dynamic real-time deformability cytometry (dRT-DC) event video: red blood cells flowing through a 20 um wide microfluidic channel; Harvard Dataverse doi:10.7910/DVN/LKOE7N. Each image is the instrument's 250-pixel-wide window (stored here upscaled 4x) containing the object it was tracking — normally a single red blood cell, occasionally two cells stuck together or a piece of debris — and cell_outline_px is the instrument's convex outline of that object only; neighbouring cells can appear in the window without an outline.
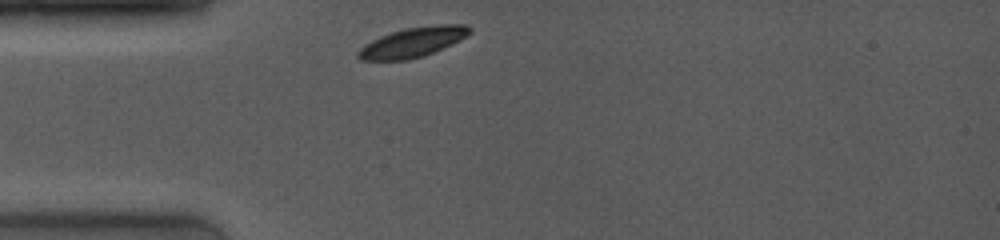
{"species": "common noctule bat (a hibernating species)", "species_latin": "Nyctalus noctula", "temperature_condition": "room temperature", "stored_images_in_passage": 6, "camera_frame_rate_fps": 4000, "um_per_image_px": 0.085, "animal": {"sex": "female", "body_mass_g": 19.0, "forearm_length_mm": 53.3}, "frame": {"image": 1, "passage_image": 1, "time_ms": 0.0, "image_size_px": [1000, 240], "cell_outline_px": [[472, 28], [460, 40], [424, 56], [408, 60], [360, 60], [356, 56], [356, 52], [364, 44], [380, 36], [404, 28], [440, 24], [468, 24]], "centroid_in_image_um": [35.05, 3.59], "position_along_channel_um": 50.0, "area_um2": 19.31}}
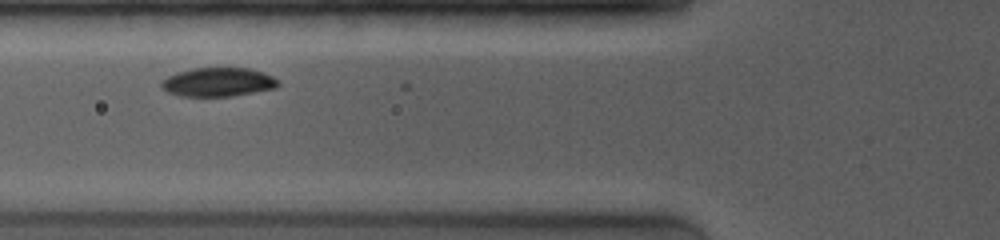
{"frame": {"image": 2, "passage_image": 5, "time_ms": 1.75, "image_size_px": [1000, 240], "cell_outline_px": [[280, 84], [276, 88], [232, 96], [180, 96], [168, 92], [160, 84], [160, 80], [176, 72], [196, 68], [248, 68], [272, 76]], "centroid_in_image_um": [18.51, 6.98], "position_along_channel_um": 107.3, "area_um2": 19.48}}